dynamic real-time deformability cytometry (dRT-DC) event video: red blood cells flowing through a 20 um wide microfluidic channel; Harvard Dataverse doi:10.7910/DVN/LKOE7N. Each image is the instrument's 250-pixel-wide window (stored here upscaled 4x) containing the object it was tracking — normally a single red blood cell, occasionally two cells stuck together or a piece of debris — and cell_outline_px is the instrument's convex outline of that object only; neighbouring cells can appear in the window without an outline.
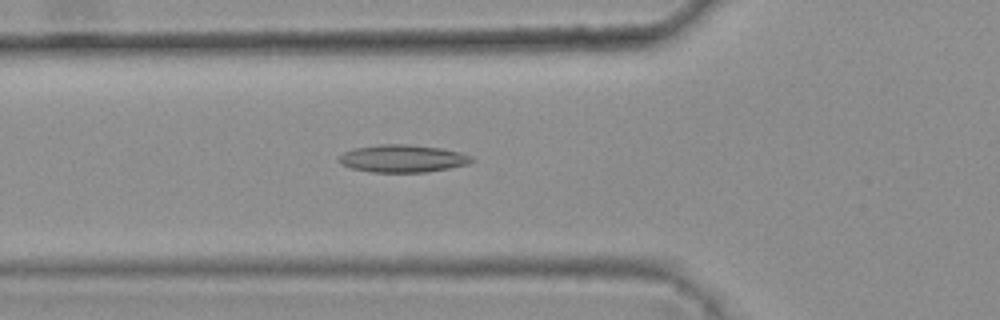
{"species": "common noctule bat (a hibernating species)", "species_latin": "Nyctalus noctula", "temperature_condition": "warm", "stored_images_in_passage": 37, "camera_frame_rate_fps": 3000, "um_per_image_px": 0.085, "animal": {"sex": "female", "body_mass_g": 25.1}, "frame": {"image": 1, "passage_image": 10, "time_ms": 3.0, "image_size_px": [1000, 320], "cell_outline_px": [[476, 160], [468, 164], [448, 168], [424, 172], [372, 172], [352, 168], [336, 160], [344, 152], [356, 148], [380, 144], [408, 144], [440, 148], [460, 152], [472, 156]], "centroid_in_image_um": [34.25, 13.47], "position_along_channel_um": 91.5, "area_um2": 21.15}}
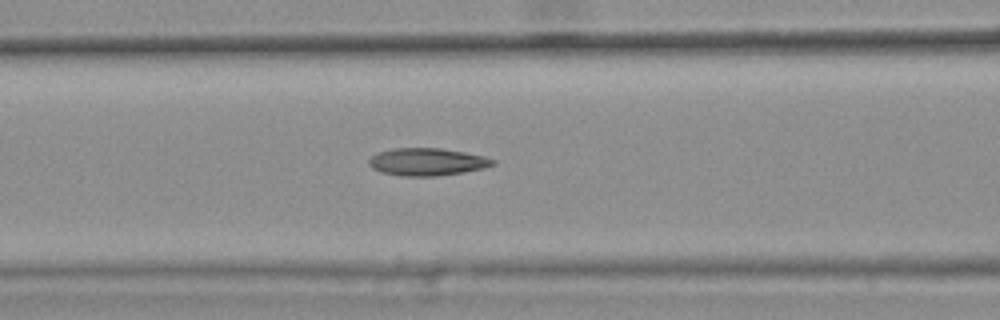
{"frame": {"image": 2, "passage_image": 13, "time_ms": 4.0, "image_size_px": [1000, 320], "cell_outline_px": [[496, 164], [484, 168], [464, 172], [436, 176], [404, 176], [380, 172], [372, 168], [368, 164], [368, 160], [376, 152], [392, 148], [440, 148], [464, 152], [484, 156], [496, 160]], "centroid_in_image_um": [36.29, 13.75], "position_along_channel_um": 130.3, "area_um2": 20.0}}
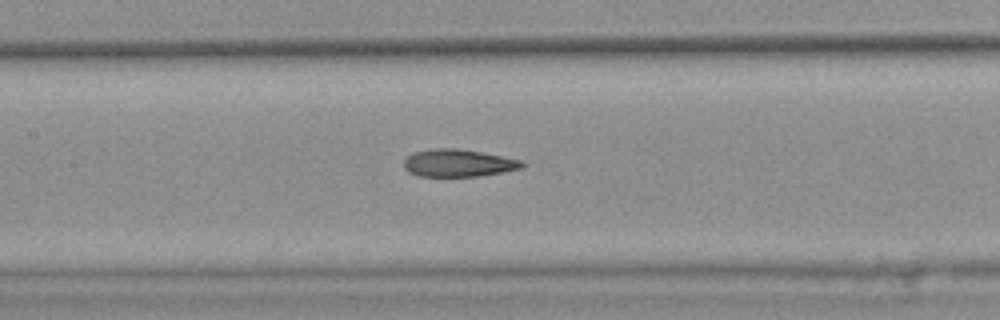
{"frame": {"image": 3, "passage_image": 16, "time_ms": 5.0, "image_size_px": [1000, 320], "cell_outline_px": [[524, 168], [504, 172], [480, 176], [416, 176], [408, 172], [404, 168], [404, 160], [412, 152], [432, 148], [456, 148], [480, 152], [520, 160], [524, 164]], "centroid_in_image_um": [38.92, 13.86], "position_along_channel_um": 168.5, "area_um2": 18.96}, "authors_computed_cell_mechanics": {"area_um2": 19.2474, "velocity_mm_per_s": 3.8228, "shape_relaxation_time_tau1_ms": null, "shape_relaxation_time_tau2_ms": 2.3731, "deformation_change_tau1": null, "deformation_change_tau2": 0.1177}}